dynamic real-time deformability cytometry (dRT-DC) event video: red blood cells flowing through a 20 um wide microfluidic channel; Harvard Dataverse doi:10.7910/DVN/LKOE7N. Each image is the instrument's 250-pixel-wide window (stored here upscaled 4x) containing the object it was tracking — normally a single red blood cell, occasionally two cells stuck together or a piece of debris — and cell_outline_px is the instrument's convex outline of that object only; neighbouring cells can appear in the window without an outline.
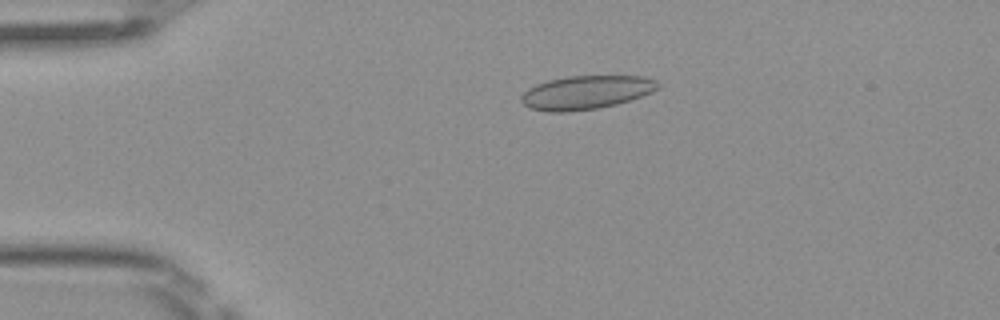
{"species": "Egyptian fruit bat (a non-hibernating species)", "species_latin": "Rousettus aegyptiacus", "temperature_condition": "room temperature", "stored_images_in_passage": 5, "camera_frame_rate_fps": 3000, "um_per_image_px": 0.085, "frame": {"image": 1, "passage_image": 4, "time_ms": 1.0, "image_size_px": [1000, 320], "cell_outline_px": [[660, 88], [652, 92], [616, 104], [600, 108], [568, 112], [548, 112], [528, 108], [520, 100], [520, 96], [528, 88], [536, 84], [548, 80], [568, 76], [644, 76], [656, 80], [660, 84]], "centroid_in_image_um": [49.8, 7.86], "position_along_channel_um": 35.2, "area_um2": 26.93}}